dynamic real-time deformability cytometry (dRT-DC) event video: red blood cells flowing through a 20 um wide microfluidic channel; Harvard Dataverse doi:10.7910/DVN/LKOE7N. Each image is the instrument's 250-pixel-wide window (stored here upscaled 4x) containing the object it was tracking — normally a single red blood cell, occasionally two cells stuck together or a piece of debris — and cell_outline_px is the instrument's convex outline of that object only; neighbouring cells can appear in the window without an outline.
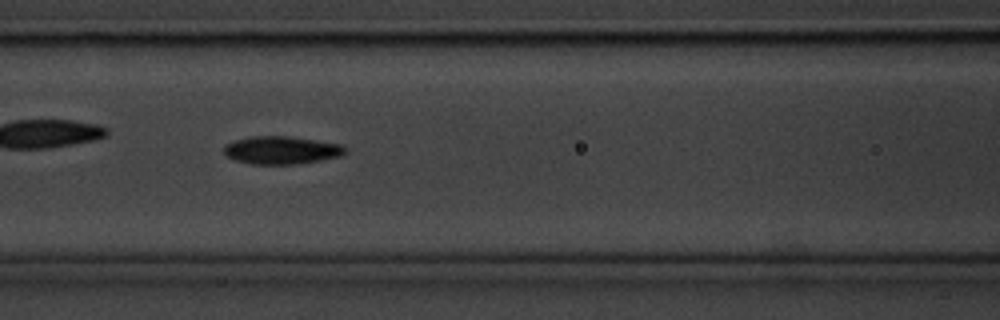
{"species": "common noctule bat (a hibernating species)", "species_latin": "Nyctalus noctula", "temperature_condition": "cold", "stored_images_in_passage": 30, "camera_frame_rate_fps": 3000, "um_per_image_px": 0.085, "animal": {"sex": "male", "body_mass_g": 20.1, "forearm_length_mm": 53.5}, "frame": {"image": 1, "passage_image": 13, "time_ms": 4.0, "image_size_px": [1000, 320], "cell_outline_px": [[348, 152], [340, 156], [300, 164], [252, 164], [236, 160], [228, 156], [224, 152], [224, 144], [236, 140], [252, 136], [288, 136], [340, 144], [348, 148]], "centroid_in_image_um": [23.95, 12.76], "position_along_channel_um": 142.6, "area_um2": 19.65}}